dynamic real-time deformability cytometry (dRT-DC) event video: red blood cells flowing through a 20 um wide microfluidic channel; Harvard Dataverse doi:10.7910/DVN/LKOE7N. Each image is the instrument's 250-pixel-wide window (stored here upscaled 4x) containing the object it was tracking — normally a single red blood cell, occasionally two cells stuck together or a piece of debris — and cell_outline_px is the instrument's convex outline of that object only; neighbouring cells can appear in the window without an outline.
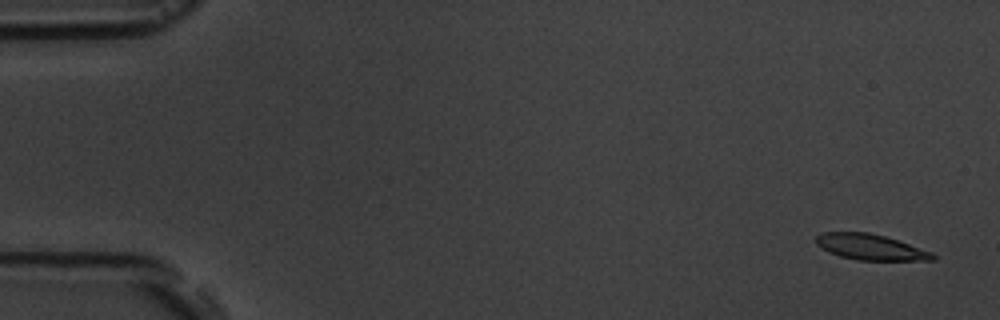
{"species": "common noctule bat (a hibernating species)", "species_latin": "Nyctalus noctula", "temperature_condition": "room temperature", "stored_images_in_passage": 6, "segment_of_instrument_passage": [1, 2], "camera_frame_rate_fps": 3000, "um_per_image_px": 0.085, "animal": {"sex": "male", "body_mass_g": 19.5, "forearm_length_mm": 54.6}, "frame": {"image": 1, "passage_image": 1, "time_ms": 0.0, "image_size_px": [1000, 320], "cell_outline_px": [[936, 260], [856, 260], [840, 256], [828, 252], [816, 244], [816, 236], [824, 232], [868, 232], [884, 236], [932, 252], [936, 256]], "centroid_in_image_um": [73.97, 21.0], "position_along_channel_um": 11.0, "area_um2": 17.34}}
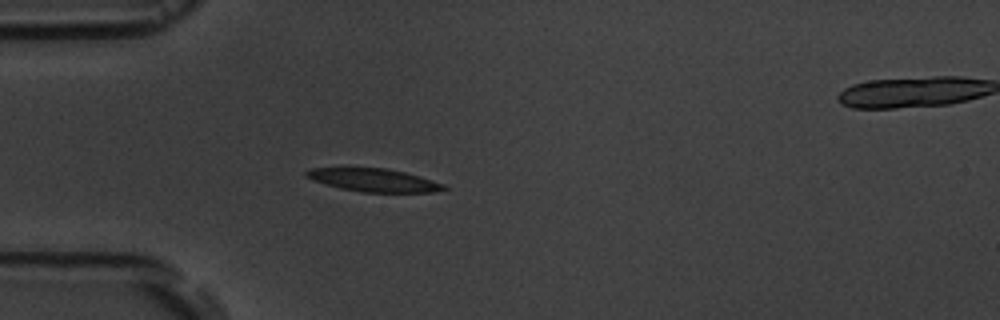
{"frame": {"image": 2, "passage_image": 5, "time_ms": 4.667, "image_size_px": [1000, 320], "cell_outline_px": [[448, 188], [432, 192], [364, 192], [340, 188], [312, 180], [304, 176], [304, 172], [312, 168], [388, 168], [420, 176], [444, 184]], "centroid_in_image_um": [31.75, 15.3], "position_along_channel_um": 53.2, "area_um2": 18.32}}